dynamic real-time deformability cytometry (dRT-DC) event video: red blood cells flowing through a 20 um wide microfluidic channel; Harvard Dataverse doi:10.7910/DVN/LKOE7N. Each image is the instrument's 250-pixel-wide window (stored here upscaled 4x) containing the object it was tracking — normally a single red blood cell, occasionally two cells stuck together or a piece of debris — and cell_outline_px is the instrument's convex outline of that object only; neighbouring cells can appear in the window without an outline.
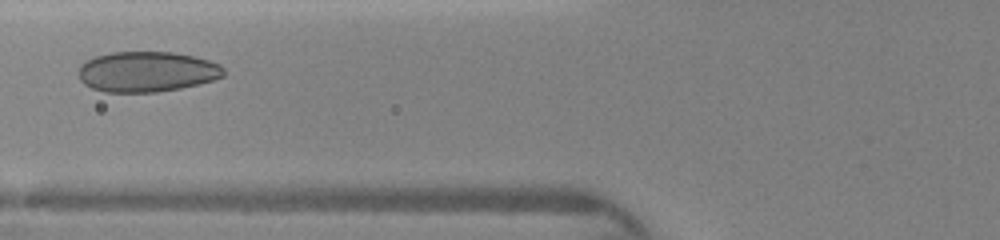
{"species": "human", "species_latin": "Homo sapiens", "temperature_condition": "warm", "stored_images_in_passage": 30, "camera_frame_rate_fps": 3000, "um_per_image_px": 0.085, "donor": {"sex": "female"}, "frame": {"image": 1, "passage_image": 8, "time_ms": 2.333, "image_size_px": [1000, 240], "cell_outline_px": [[224, 76], [212, 80], [180, 88], [156, 92], [104, 92], [92, 88], [84, 84], [80, 80], [76, 72], [80, 64], [96, 56], [112, 52], [172, 52], [192, 56], [208, 60], [220, 64], [224, 68]], "centroid_in_image_um": [12.44, 6.09], "position_along_channel_um": 113.4, "area_um2": 34.22}}
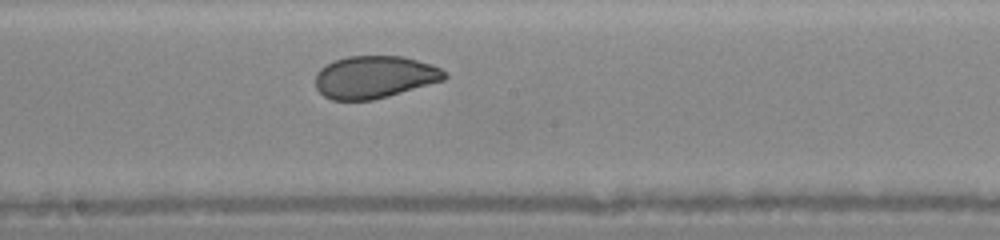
{"frame": {"image": 2, "passage_image": 16, "time_ms": 4.667, "image_size_px": [1000, 240], "cell_outline_px": [[448, 76], [444, 80], [388, 96], [372, 100], [332, 100], [324, 96], [316, 88], [316, 72], [324, 64], [348, 56], [404, 56], [432, 64], [448, 72]], "centroid_in_image_um": [31.84, 6.54], "position_along_channel_um": 216.4, "area_um2": 32.08}}
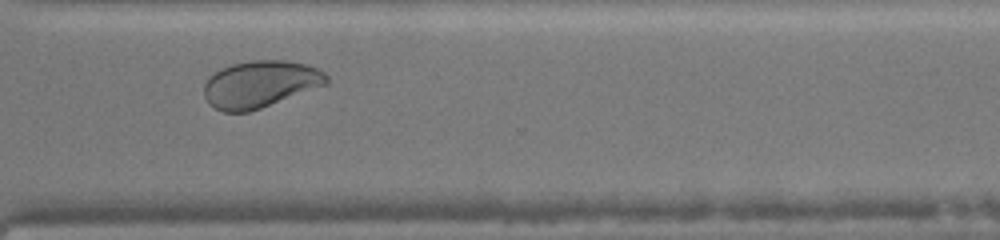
{"frame": {"image": 3, "passage_image": 25, "time_ms": 7.667, "image_size_px": [1000, 240], "cell_outline_px": [[328, 84], [260, 108], [248, 112], [224, 112], [208, 104], [204, 96], [204, 84], [208, 76], [220, 68], [232, 64], [252, 60], [284, 60], [304, 64], [316, 68], [324, 72], [328, 76]], "centroid_in_image_um": [22.08, 7.15], "position_along_channel_um": 348.5, "area_um2": 33.52}}